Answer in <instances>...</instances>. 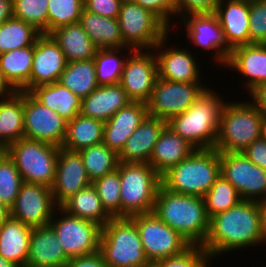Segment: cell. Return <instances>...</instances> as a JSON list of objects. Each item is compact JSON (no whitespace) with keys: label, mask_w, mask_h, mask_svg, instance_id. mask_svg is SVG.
I'll return each mask as SVG.
<instances>
[{"label":"cell","mask_w":266,"mask_h":267,"mask_svg":"<svg viewBox=\"0 0 266 267\" xmlns=\"http://www.w3.org/2000/svg\"><path fill=\"white\" fill-rule=\"evenodd\" d=\"M225 68L245 77L248 94L266 82V44H246L232 49ZM233 69V70H232Z\"/></svg>","instance_id":"cell-23"},{"label":"cell","mask_w":266,"mask_h":267,"mask_svg":"<svg viewBox=\"0 0 266 267\" xmlns=\"http://www.w3.org/2000/svg\"><path fill=\"white\" fill-rule=\"evenodd\" d=\"M123 3H136L137 0H122Z\"/></svg>","instance_id":"cell-60"},{"label":"cell","mask_w":266,"mask_h":267,"mask_svg":"<svg viewBox=\"0 0 266 267\" xmlns=\"http://www.w3.org/2000/svg\"><path fill=\"white\" fill-rule=\"evenodd\" d=\"M249 44H266V0H250Z\"/></svg>","instance_id":"cell-46"},{"label":"cell","mask_w":266,"mask_h":267,"mask_svg":"<svg viewBox=\"0 0 266 267\" xmlns=\"http://www.w3.org/2000/svg\"><path fill=\"white\" fill-rule=\"evenodd\" d=\"M29 93L42 105L57 112L67 122L80 114L81 98L59 82L36 86Z\"/></svg>","instance_id":"cell-31"},{"label":"cell","mask_w":266,"mask_h":267,"mask_svg":"<svg viewBox=\"0 0 266 267\" xmlns=\"http://www.w3.org/2000/svg\"><path fill=\"white\" fill-rule=\"evenodd\" d=\"M49 35L59 45L67 62L93 59L98 50L79 22L60 27Z\"/></svg>","instance_id":"cell-30"},{"label":"cell","mask_w":266,"mask_h":267,"mask_svg":"<svg viewBox=\"0 0 266 267\" xmlns=\"http://www.w3.org/2000/svg\"><path fill=\"white\" fill-rule=\"evenodd\" d=\"M14 91L15 90L4 79L1 69H0V97L9 95L13 93Z\"/></svg>","instance_id":"cell-54"},{"label":"cell","mask_w":266,"mask_h":267,"mask_svg":"<svg viewBox=\"0 0 266 267\" xmlns=\"http://www.w3.org/2000/svg\"><path fill=\"white\" fill-rule=\"evenodd\" d=\"M261 138L266 140V114H262Z\"/></svg>","instance_id":"cell-57"},{"label":"cell","mask_w":266,"mask_h":267,"mask_svg":"<svg viewBox=\"0 0 266 267\" xmlns=\"http://www.w3.org/2000/svg\"><path fill=\"white\" fill-rule=\"evenodd\" d=\"M122 0H84V9L103 17L118 19Z\"/></svg>","instance_id":"cell-49"},{"label":"cell","mask_w":266,"mask_h":267,"mask_svg":"<svg viewBox=\"0 0 266 267\" xmlns=\"http://www.w3.org/2000/svg\"><path fill=\"white\" fill-rule=\"evenodd\" d=\"M215 14L231 49L249 44L250 0H219Z\"/></svg>","instance_id":"cell-22"},{"label":"cell","mask_w":266,"mask_h":267,"mask_svg":"<svg viewBox=\"0 0 266 267\" xmlns=\"http://www.w3.org/2000/svg\"><path fill=\"white\" fill-rule=\"evenodd\" d=\"M91 183L79 152L60 147L55 180L51 187L55 204L60 207L71 196Z\"/></svg>","instance_id":"cell-20"},{"label":"cell","mask_w":266,"mask_h":267,"mask_svg":"<svg viewBox=\"0 0 266 267\" xmlns=\"http://www.w3.org/2000/svg\"><path fill=\"white\" fill-rule=\"evenodd\" d=\"M11 217L10 208L0 202V227Z\"/></svg>","instance_id":"cell-56"},{"label":"cell","mask_w":266,"mask_h":267,"mask_svg":"<svg viewBox=\"0 0 266 267\" xmlns=\"http://www.w3.org/2000/svg\"><path fill=\"white\" fill-rule=\"evenodd\" d=\"M7 153V147L0 142V160Z\"/></svg>","instance_id":"cell-59"},{"label":"cell","mask_w":266,"mask_h":267,"mask_svg":"<svg viewBox=\"0 0 266 267\" xmlns=\"http://www.w3.org/2000/svg\"><path fill=\"white\" fill-rule=\"evenodd\" d=\"M155 215L191 245H203L210 226L203 197L170 192L162 185L155 199Z\"/></svg>","instance_id":"cell-2"},{"label":"cell","mask_w":266,"mask_h":267,"mask_svg":"<svg viewBox=\"0 0 266 267\" xmlns=\"http://www.w3.org/2000/svg\"><path fill=\"white\" fill-rule=\"evenodd\" d=\"M261 121L262 113L252 101L225 102L214 148L218 152H242L261 138Z\"/></svg>","instance_id":"cell-6"},{"label":"cell","mask_w":266,"mask_h":267,"mask_svg":"<svg viewBox=\"0 0 266 267\" xmlns=\"http://www.w3.org/2000/svg\"><path fill=\"white\" fill-rule=\"evenodd\" d=\"M24 138V91L0 97V142L6 147Z\"/></svg>","instance_id":"cell-32"},{"label":"cell","mask_w":266,"mask_h":267,"mask_svg":"<svg viewBox=\"0 0 266 267\" xmlns=\"http://www.w3.org/2000/svg\"><path fill=\"white\" fill-rule=\"evenodd\" d=\"M221 175L237 190L242 200L266 198V171L242 152H220Z\"/></svg>","instance_id":"cell-13"},{"label":"cell","mask_w":266,"mask_h":267,"mask_svg":"<svg viewBox=\"0 0 266 267\" xmlns=\"http://www.w3.org/2000/svg\"><path fill=\"white\" fill-rule=\"evenodd\" d=\"M49 0H14V17L48 35Z\"/></svg>","instance_id":"cell-43"},{"label":"cell","mask_w":266,"mask_h":267,"mask_svg":"<svg viewBox=\"0 0 266 267\" xmlns=\"http://www.w3.org/2000/svg\"><path fill=\"white\" fill-rule=\"evenodd\" d=\"M242 153L254 164L266 171V140L259 138L254 140Z\"/></svg>","instance_id":"cell-50"},{"label":"cell","mask_w":266,"mask_h":267,"mask_svg":"<svg viewBox=\"0 0 266 267\" xmlns=\"http://www.w3.org/2000/svg\"><path fill=\"white\" fill-rule=\"evenodd\" d=\"M57 208L50 187L23 182L10 211L13 219L36 228L49 225Z\"/></svg>","instance_id":"cell-15"},{"label":"cell","mask_w":266,"mask_h":267,"mask_svg":"<svg viewBox=\"0 0 266 267\" xmlns=\"http://www.w3.org/2000/svg\"><path fill=\"white\" fill-rule=\"evenodd\" d=\"M180 21L185 25L189 41L203 51L215 52L212 57L221 66H226L232 49L228 46L219 19L215 13L185 15Z\"/></svg>","instance_id":"cell-17"},{"label":"cell","mask_w":266,"mask_h":267,"mask_svg":"<svg viewBox=\"0 0 266 267\" xmlns=\"http://www.w3.org/2000/svg\"><path fill=\"white\" fill-rule=\"evenodd\" d=\"M67 60L59 45L50 35L41 34L35 41L30 82L21 90L58 82Z\"/></svg>","instance_id":"cell-19"},{"label":"cell","mask_w":266,"mask_h":267,"mask_svg":"<svg viewBox=\"0 0 266 267\" xmlns=\"http://www.w3.org/2000/svg\"><path fill=\"white\" fill-rule=\"evenodd\" d=\"M22 183L20 172L6 153L0 160V202L11 208Z\"/></svg>","instance_id":"cell-44"},{"label":"cell","mask_w":266,"mask_h":267,"mask_svg":"<svg viewBox=\"0 0 266 267\" xmlns=\"http://www.w3.org/2000/svg\"><path fill=\"white\" fill-rule=\"evenodd\" d=\"M104 124L102 120L78 114L67 122L66 135L61 147L78 152L89 146L103 143Z\"/></svg>","instance_id":"cell-33"},{"label":"cell","mask_w":266,"mask_h":267,"mask_svg":"<svg viewBox=\"0 0 266 267\" xmlns=\"http://www.w3.org/2000/svg\"><path fill=\"white\" fill-rule=\"evenodd\" d=\"M148 115L147 104L130 102L105 122L103 143L119 154L127 139Z\"/></svg>","instance_id":"cell-21"},{"label":"cell","mask_w":266,"mask_h":267,"mask_svg":"<svg viewBox=\"0 0 266 267\" xmlns=\"http://www.w3.org/2000/svg\"><path fill=\"white\" fill-rule=\"evenodd\" d=\"M220 175V152L215 148L196 149L164 173L161 182L170 192L203 197Z\"/></svg>","instance_id":"cell-4"},{"label":"cell","mask_w":266,"mask_h":267,"mask_svg":"<svg viewBox=\"0 0 266 267\" xmlns=\"http://www.w3.org/2000/svg\"><path fill=\"white\" fill-rule=\"evenodd\" d=\"M68 260L57 234L50 225L32 228L27 266L66 267Z\"/></svg>","instance_id":"cell-24"},{"label":"cell","mask_w":266,"mask_h":267,"mask_svg":"<svg viewBox=\"0 0 266 267\" xmlns=\"http://www.w3.org/2000/svg\"><path fill=\"white\" fill-rule=\"evenodd\" d=\"M266 243L258 201L241 200L236 206L210 218L202 245L211 261L216 256Z\"/></svg>","instance_id":"cell-1"},{"label":"cell","mask_w":266,"mask_h":267,"mask_svg":"<svg viewBox=\"0 0 266 267\" xmlns=\"http://www.w3.org/2000/svg\"><path fill=\"white\" fill-rule=\"evenodd\" d=\"M258 205H259L260 213H261L262 231L264 235L266 236V198L259 200Z\"/></svg>","instance_id":"cell-55"},{"label":"cell","mask_w":266,"mask_h":267,"mask_svg":"<svg viewBox=\"0 0 266 267\" xmlns=\"http://www.w3.org/2000/svg\"><path fill=\"white\" fill-rule=\"evenodd\" d=\"M121 48L98 49L93 58L96 68V79L99 85L119 84L121 74L127 59L126 53L120 58Z\"/></svg>","instance_id":"cell-40"},{"label":"cell","mask_w":266,"mask_h":267,"mask_svg":"<svg viewBox=\"0 0 266 267\" xmlns=\"http://www.w3.org/2000/svg\"><path fill=\"white\" fill-rule=\"evenodd\" d=\"M99 251L108 267H151L138 228L129 217L112 218L102 227Z\"/></svg>","instance_id":"cell-5"},{"label":"cell","mask_w":266,"mask_h":267,"mask_svg":"<svg viewBox=\"0 0 266 267\" xmlns=\"http://www.w3.org/2000/svg\"><path fill=\"white\" fill-rule=\"evenodd\" d=\"M60 208L69 215L92 221L101 227L112 219L102 207L98 192L92 183L71 196Z\"/></svg>","instance_id":"cell-34"},{"label":"cell","mask_w":266,"mask_h":267,"mask_svg":"<svg viewBox=\"0 0 266 267\" xmlns=\"http://www.w3.org/2000/svg\"><path fill=\"white\" fill-rule=\"evenodd\" d=\"M165 126L166 121L148 115L127 139L119 153V162L149 163L154 146Z\"/></svg>","instance_id":"cell-25"},{"label":"cell","mask_w":266,"mask_h":267,"mask_svg":"<svg viewBox=\"0 0 266 267\" xmlns=\"http://www.w3.org/2000/svg\"><path fill=\"white\" fill-rule=\"evenodd\" d=\"M206 88L202 83L172 82L158 77L147 103L148 114L167 122L185 112Z\"/></svg>","instance_id":"cell-12"},{"label":"cell","mask_w":266,"mask_h":267,"mask_svg":"<svg viewBox=\"0 0 266 267\" xmlns=\"http://www.w3.org/2000/svg\"><path fill=\"white\" fill-rule=\"evenodd\" d=\"M118 21L123 42L134 50H152L170 34L157 15L137 3H122Z\"/></svg>","instance_id":"cell-9"},{"label":"cell","mask_w":266,"mask_h":267,"mask_svg":"<svg viewBox=\"0 0 266 267\" xmlns=\"http://www.w3.org/2000/svg\"><path fill=\"white\" fill-rule=\"evenodd\" d=\"M196 148L167 126L160 133L149 164L162 176L171 167L189 157Z\"/></svg>","instance_id":"cell-27"},{"label":"cell","mask_w":266,"mask_h":267,"mask_svg":"<svg viewBox=\"0 0 266 267\" xmlns=\"http://www.w3.org/2000/svg\"><path fill=\"white\" fill-rule=\"evenodd\" d=\"M81 155L89 180L96 179L114 172L119 165V154L104 143L89 146L78 151Z\"/></svg>","instance_id":"cell-37"},{"label":"cell","mask_w":266,"mask_h":267,"mask_svg":"<svg viewBox=\"0 0 266 267\" xmlns=\"http://www.w3.org/2000/svg\"><path fill=\"white\" fill-rule=\"evenodd\" d=\"M80 25L98 49H117L133 51L122 40L119 21L116 18L103 17L83 9Z\"/></svg>","instance_id":"cell-28"},{"label":"cell","mask_w":266,"mask_h":267,"mask_svg":"<svg viewBox=\"0 0 266 267\" xmlns=\"http://www.w3.org/2000/svg\"><path fill=\"white\" fill-rule=\"evenodd\" d=\"M209 260L202 245H190L178 255L151 263V267H209Z\"/></svg>","instance_id":"cell-45"},{"label":"cell","mask_w":266,"mask_h":267,"mask_svg":"<svg viewBox=\"0 0 266 267\" xmlns=\"http://www.w3.org/2000/svg\"><path fill=\"white\" fill-rule=\"evenodd\" d=\"M205 209L209 218L236 206L242 199L236 188L222 175L214 182L203 196Z\"/></svg>","instance_id":"cell-39"},{"label":"cell","mask_w":266,"mask_h":267,"mask_svg":"<svg viewBox=\"0 0 266 267\" xmlns=\"http://www.w3.org/2000/svg\"><path fill=\"white\" fill-rule=\"evenodd\" d=\"M60 217L55 213L49 222L53 228L65 255L74 257L93 254L99 251L102 227L97 223L67 214L60 207L57 208Z\"/></svg>","instance_id":"cell-11"},{"label":"cell","mask_w":266,"mask_h":267,"mask_svg":"<svg viewBox=\"0 0 266 267\" xmlns=\"http://www.w3.org/2000/svg\"><path fill=\"white\" fill-rule=\"evenodd\" d=\"M248 95L250 96V100H252L258 110L262 114H266V82L258 85Z\"/></svg>","instance_id":"cell-52"},{"label":"cell","mask_w":266,"mask_h":267,"mask_svg":"<svg viewBox=\"0 0 266 267\" xmlns=\"http://www.w3.org/2000/svg\"><path fill=\"white\" fill-rule=\"evenodd\" d=\"M67 121L24 91V137L58 147L63 145Z\"/></svg>","instance_id":"cell-16"},{"label":"cell","mask_w":266,"mask_h":267,"mask_svg":"<svg viewBox=\"0 0 266 267\" xmlns=\"http://www.w3.org/2000/svg\"><path fill=\"white\" fill-rule=\"evenodd\" d=\"M84 0H49L48 35L63 26L79 22Z\"/></svg>","instance_id":"cell-41"},{"label":"cell","mask_w":266,"mask_h":267,"mask_svg":"<svg viewBox=\"0 0 266 267\" xmlns=\"http://www.w3.org/2000/svg\"><path fill=\"white\" fill-rule=\"evenodd\" d=\"M137 49L127 54L119 84L133 102L147 104L158 78L157 58L154 50Z\"/></svg>","instance_id":"cell-14"},{"label":"cell","mask_w":266,"mask_h":267,"mask_svg":"<svg viewBox=\"0 0 266 267\" xmlns=\"http://www.w3.org/2000/svg\"><path fill=\"white\" fill-rule=\"evenodd\" d=\"M60 147L22 138L7 146V154L16 165L23 182L52 187Z\"/></svg>","instance_id":"cell-8"},{"label":"cell","mask_w":266,"mask_h":267,"mask_svg":"<svg viewBox=\"0 0 266 267\" xmlns=\"http://www.w3.org/2000/svg\"><path fill=\"white\" fill-rule=\"evenodd\" d=\"M66 267H108L100 251L93 254L74 257L68 260Z\"/></svg>","instance_id":"cell-51"},{"label":"cell","mask_w":266,"mask_h":267,"mask_svg":"<svg viewBox=\"0 0 266 267\" xmlns=\"http://www.w3.org/2000/svg\"><path fill=\"white\" fill-rule=\"evenodd\" d=\"M0 267H18L16 264L12 263L0 255Z\"/></svg>","instance_id":"cell-58"},{"label":"cell","mask_w":266,"mask_h":267,"mask_svg":"<svg viewBox=\"0 0 266 267\" xmlns=\"http://www.w3.org/2000/svg\"><path fill=\"white\" fill-rule=\"evenodd\" d=\"M210 89L206 88L185 112L173 116L166 122L168 128L196 149L215 147L221 111L227 101Z\"/></svg>","instance_id":"cell-3"},{"label":"cell","mask_w":266,"mask_h":267,"mask_svg":"<svg viewBox=\"0 0 266 267\" xmlns=\"http://www.w3.org/2000/svg\"><path fill=\"white\" fill-rule=\"evenodd\" d=\"M168 34L153 48L156 53L158 77L172 82L203 83L196 56L192 55L187 48H166ZM200 71V72H199Z\"/></svg>","instance_id":"cell-18"},{"label":"cell","mask_w":266,"mask_h":267,"mask_svg":"<svg viewBox=\"0 0 266 267\" xmlns=\"http://www.w3.org/2000/svg\"><path fill=\"white\" fill-rule=\"evenodd\" d=\"M33 57L34 46L0 54L2 75L15 91H21L30 82Z\"/></svg>","instance_id":"cell-35"},{"label":"cell","mask_w":266,"mask_h":267,"mask_svg":"<svg viewBox=\"0 0 266 267\" xmlns=\"http://www.w3.org/2000/svg\"><path fill=\"white\" fill-rule=\"evenodd\" d=\"M120 175V217L153 212L161 176L149 163H122Z\"/></svg>","instance_id":"cell-7"},{"label":"cell","mask_w":266,"mask_h":267,"mask_svg":"<svg viewBox=\"0 0 266 267\" xmlns=\"http://www.w3.org/2000/svg\"><path fill=\"white\" fill-rule=\"evenodd\" d=\"M137 226L144 253L150 263L182 253L191 244L154 212L129 217Z\"/></svg>","instance_id":"cell-10"},{"label":"cell","mask_w":266,"mask_h":267,"mask_svg":"<svg viewBox=\"0 0 266 267\" xmlns=\"http://www.w3.org/2000/svg\"><path fill=\"white\" fill-rule=\"evenodd\" d=\"M58 82L79 98L87 97L99 86L93 59L67 62Z\"/></svg>","instance_id":"cell-36"},{"label":"cell","mask_w":266,"mask_h":267,"mask_svg":"<svg viewBox=\"0 0 266 267\" xmlns=\"http://www.w3.org/2000/svg\"><path fill=\"white\" fill-rule=\"evenodd\" d=\"M130 102L132 101L120 84L99 85L87 97L81 99L80 114L106 122Z\"/></svg>","instance_id":"cell-26"},{"label":"cell","mask_w":266,"mask_h":267,"mask_svg":"<svg viewBox=\"0 0 266 267\" xmlns=\"http://www.w3.org/2000/svg\"><path fill=\"white\" fill-rule=\"evenodd\" d=\"M219 0H175L176 15L215 13ZM184 13V14H183Z\"/></svg>","instance_id":"cell-47"},{"label":"cell","mask_w":266,"mask_h":267,"mask_svg":"<svg viewBox=\"0 0 266 267\" xmlns=\"http://www.w3.org/2000/svg\"><path fill=\"white\" fill-rule=\"evenodd\" d=\"M101 200L102 207L112 217H120L121 184L119 171L116 170L96 179L92 183Z\"/></svg>","instance_id":"cell-42"},{"label":"cell","mask_w":266,"mask_h":267,"mask_svg":"<svg viewBox=\"0 0 266 267\" xmlns=\"http://www.w3.org/2000/svg\"><path fill=\"white\" fill-rule=\"evenodd\" d=\"M32 228L10 217L0 227V255L18 267L26 265Z\"/></svg>","instance_id":"cell-29"},{"label":"cell","mask_w":266,"mask_h":267,"mask_svg":"<svg viewBox=\"0 0 266 267\" xmlns=\"http://www.w3.org/2000/svg\"><path fill=\"white\" fill-rule=\"evenodd\" d=\"M14 17V0H0V25Z\"/></svg>","instance_id":"cell-53"},{"label":"cell","mask_w":266,"mask_h":267,"mask_svg":"<svg viewBox=\"0 0 266 267\" xmlns=\"http://www.w3.org/2000/svg\"><path fill=\"white\" fill-rule=\"evenodd\" d=\"M40 35L32 24L12 17L0 25V54L34 46Z\"/></svg>","instance_id":"cell-38"},{"label":"cell","mask_w":266,"mask_h":267,"mask_svg":"<svg viewBox=\"0 0 266 267\" xmlns=\"http://www.w3.org/2000/svg\"><path fill=\"white\" fill-rule=\"evenodd\" d=\"M157 15L168 27L172 18L176 15L175 0H137L136 2ZM172 17V18H171Z\"/></svg>","instance_id":"cell-48"}]
</instances>
